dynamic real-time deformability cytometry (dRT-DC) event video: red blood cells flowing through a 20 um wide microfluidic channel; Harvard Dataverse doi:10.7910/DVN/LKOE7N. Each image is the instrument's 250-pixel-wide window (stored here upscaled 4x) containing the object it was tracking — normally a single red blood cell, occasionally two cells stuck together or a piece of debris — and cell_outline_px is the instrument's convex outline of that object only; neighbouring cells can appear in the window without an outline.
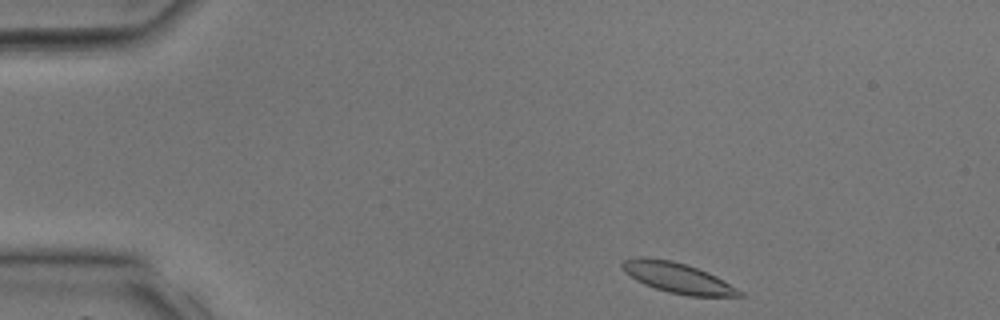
{"species": "common noctule bat (a hibernating species)", "species_latin": "Nyctalus noctula", "temperature_condition": "room temperature", "stored_images_in_passage": 33, "camera_frame_rate_fps": 3000, "um_per_image_px": 0.085, "animal": {"sex": "male", "body_mass_g": 17.9, "forearm_length_mm": 54.2}, "frame": {"image": 1, "passage_image": 1, "time_ms": 0.0, "image_size_px": [1000, 320], "cell_outline_px": [[744, 296], [688, 296], [668, 292], [644, 284], [636, 280], [624, 272], [620, 268], [620, 264], [624, 260], [636, 256], [644, 256], [672, 260], [708, 272], [716, 276], [744, 292]], "centroid_in_image_um": [57.55, 23.6], "position_along_channel_um": 27.4, "area_um2": 20.81}}
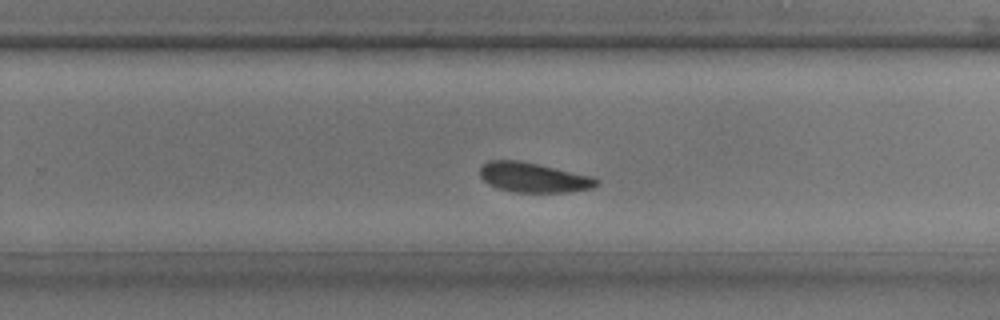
{"frame": {"image": 2, "passage_image": 20, "time_ms": 6.333, "image_size_px": [1000, 320], "cell_outline_px": [[600, 184], [592, 188], [568, 192], [516, 192], [496, 188], [488, 184], [480, 176], [480, 168], [488, 160], [520, 160], [540, 164], [596, 176], [600, 180]], "centroid_in_image_um": [45.41, 15.08], "position_along_channel_um": 284.4, "area_um2": 20.63}}
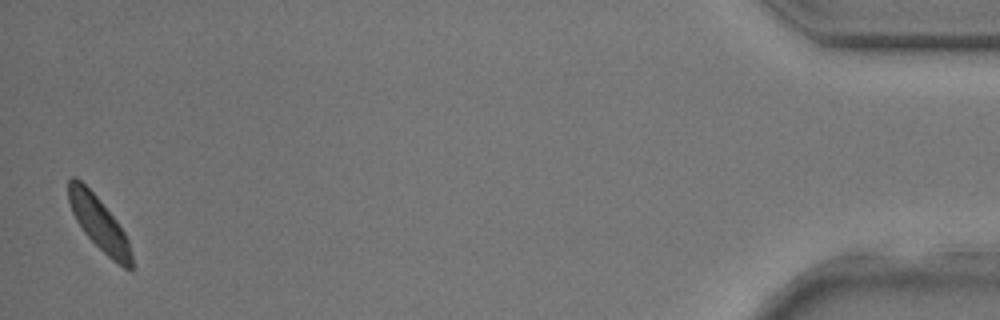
{"frame": {"image": 3, "passage_image": 33, "time_ms": 10.667, "image_size_px": [1000, 320], "cell_outline_px": [[132, 272], [124, 268], [112, 260], [84, 232], [76, 220], [72, 212], [68, 200], [68, 180], [72, 176], [76, 176], [96, 196], [116, 220], [124, 232], [128, 240], [132, 256]], "centroid_in_image_um": [8.41, 18.99], "position_along_channel_um": 426.8, "area_um2": 19.31}}